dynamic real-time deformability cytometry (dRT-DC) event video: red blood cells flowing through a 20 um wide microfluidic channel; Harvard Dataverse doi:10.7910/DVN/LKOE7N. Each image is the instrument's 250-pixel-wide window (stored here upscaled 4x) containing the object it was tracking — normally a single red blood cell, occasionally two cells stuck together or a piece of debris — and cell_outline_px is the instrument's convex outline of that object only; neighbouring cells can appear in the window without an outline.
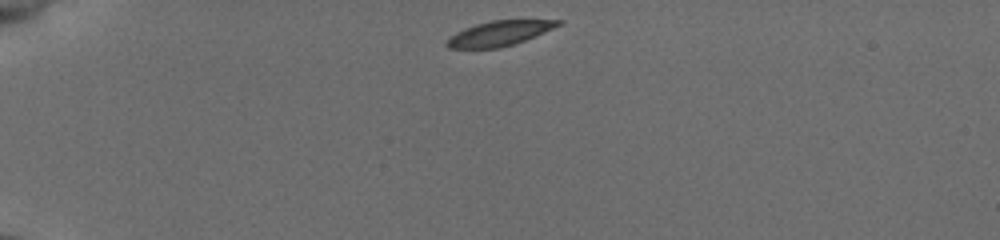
{"species": "common noctule bat (a hibernating species)", "species_latin": "Nyctalus noctula", "temperature_condition": "cold", "stored_images_in_passage": 41, "camera_frame_rate_fps": 3000, "um_per_image_px": 0.085, "animal": {"sex": "female", "body_mass_g": 19.5, "forearm_length_mm": 54.1}, "frame": {"image": 1, "passage_image": 1, "time_ms": 0.0, "image_size_px": [1000, 240], "cell_outline_px": [[564, 20], [560, 24], [552, 28], [524, 40], [500, 48], [448, 48], [444, 44], [448, 36], [464, 28], [476, 24], [492, 20]], "centroid_in_image_um": [42.35, 2.84], "position_along_channel_um": 42.7, "area_um2": 15.95}}
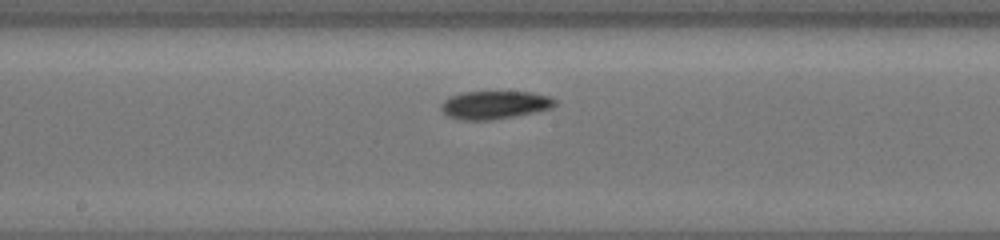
{"frame": {"image": 2, "passage_image": 18, "time_ms": 5.667, "image_size_px": [1000, 240], "cell_outline_px": [[556, 104], [552, 108], [512, 116], [488, 120], [464, 120], [448, 116], [440, 108], [440, 104], [448, 96], [464, 92], [532, 92], [552, 96], [556, 100]], "centroid_in_image_um": [42.04, 8.9], "position_along_channel_um": 206.2, "area_um2": 18.55}}
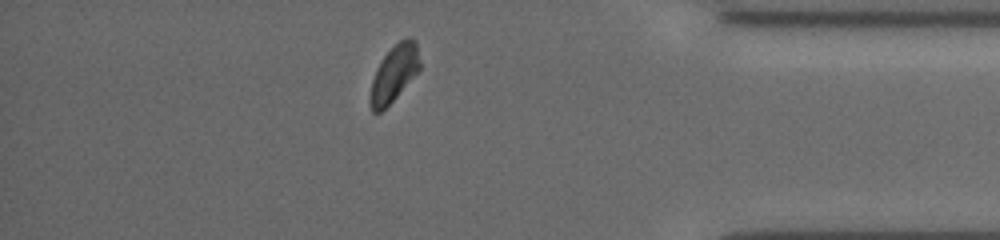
{"frame": {"image": 3, "passage_image": 35, "time_ms": 11.333, "image_size_px": [1000, 240], "cell_outline_px": [[420, 68], [396, 96], [380, 112], [372, 112], [368, 100], [372, 80], [376, 68], [380, 60], [400, 40], [408, 36], [412, 36], [416, 40], [420, 60]], "centroid_in_image_um": [33.48, 6.21], "position_along_channel_um": 401.7, "area_um2": 16.18}, "authors_computed_cell_mechanics": {"area_um2": 17.1088, "velocity_mm_per_s": 3.8459, "shape_relaxation_time_tau1_ms": 2.0493, "shape_relaxation_time_tau2_ms": 2.0798, "deformation_change_tau1": 0.0727, "deformation_change_tau2": 0.0625}}